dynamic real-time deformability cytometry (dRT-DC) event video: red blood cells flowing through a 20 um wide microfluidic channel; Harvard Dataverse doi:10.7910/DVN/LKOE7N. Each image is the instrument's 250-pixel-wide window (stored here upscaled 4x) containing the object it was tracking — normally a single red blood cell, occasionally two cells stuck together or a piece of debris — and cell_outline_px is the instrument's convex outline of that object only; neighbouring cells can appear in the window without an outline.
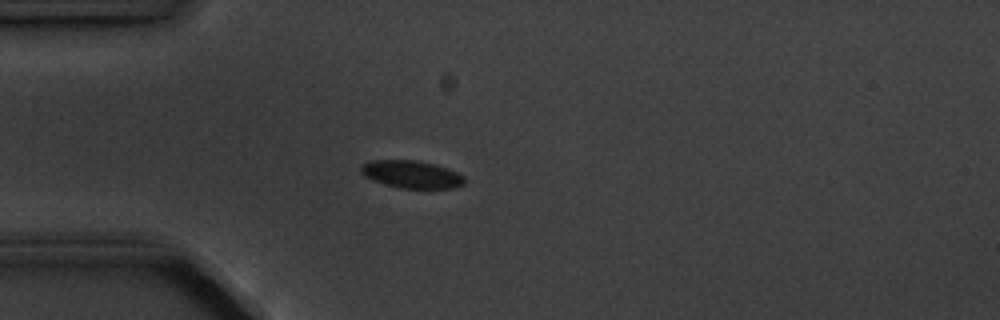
{"species": "common noctule bat (a hibernating species)", "species_latin": "Nyctalus noctula", "temperature_condition": "cold", "stored_images_in_passage": 3, "camera_frame_rate_fps": 3000, "um_per_image_px": 0.085, "animal": {"sex": "male", "body_mass_g": 20.1, "forearm_length_mm": 53.5}, "frame": {"image": 1, "passage_image": 3, "time_ms": 2.333, "image_size_px": [1000, 320], "cell_outline_px": [[464, 184], [456, 188], [400, 188], [384, 184], [364, 176], [360, 172], [360, 164], [372, 160], [416, 160], [436, 164], [448, 168], [464, 176]], "centroid_in_image_um": [34.97, 14.81], "position_along_channel_um": 50.0, "area_um2": 16.76}}